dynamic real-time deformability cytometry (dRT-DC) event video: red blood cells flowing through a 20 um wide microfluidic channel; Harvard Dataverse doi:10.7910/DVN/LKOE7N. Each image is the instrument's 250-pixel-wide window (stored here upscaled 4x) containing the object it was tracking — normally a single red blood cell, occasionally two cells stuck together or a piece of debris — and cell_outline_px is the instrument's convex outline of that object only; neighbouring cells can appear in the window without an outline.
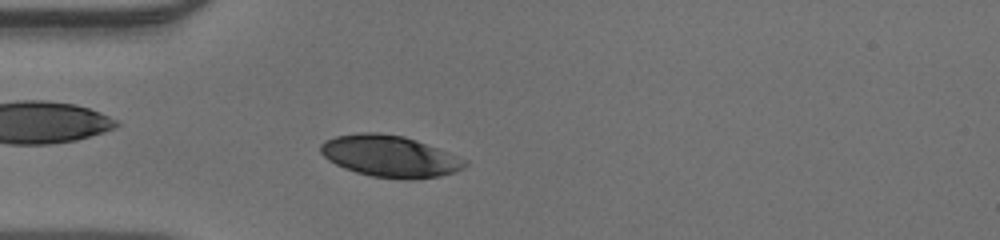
{"species": "human", "species_latin": "Homo sapiens", "temperature_condition": "warm", "stored_images_in_passage": 44, "camera_frame_rate_fps": 3000, "um_per_image_px": 0.085, "donor": {"sex": "male"}, "frame": {"image": 1, "passage_image": 9, "time_ms": 2.667, "image_size_px": [1000, 240], "cell_outline_px": [[468, 164], [464, 168], [456, 172], [440, 176], [412, 180], [404, 180], [372, 176], [356, 172], [344, 168], [328, 160], [320, 152], [320, 144], [324, 140], [336, 136], [360, 132], [380, 132], [404, 136], [416, 140], [468, 160]], "centroid_in_image_um": [33.14, 13.28], "position_along_channel_um": 51.9, "area_um2": 35.2}}
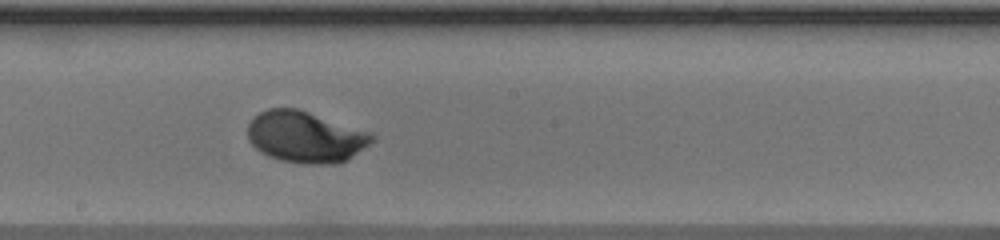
{"frame": {"image": 2, "passage_image": 22, "time_ms": 7.0, "image_size_px": [1000, 240], "cell_outline_px": [[372, 140], [368, 144], [348, 160], [336, 164], [304, 164], [280, 160], [268, 156], [260, 152], [248, 140], [248, 124], [252, 116], [268, 108], [296, 108], [372, 132]], "centroid_in_image_um": [25.93, 11.64], "position_along_channel_um": 222.3, "area_um2": 37.22}}
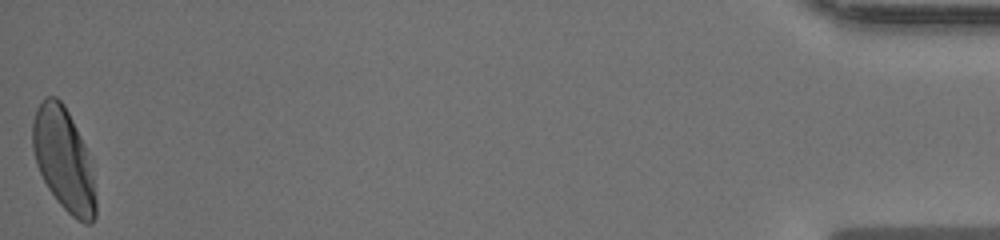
{"frame": {"image": 3, "passage_image": 44, "time_ms": 14.333, "image_size_px": [1000, 240], "cell_outline_px": [[96, 216], [92, 224], [84, 224], [72, 216], [56, 200], [48, 188], [36, 164], [32, 148], [32, 124], [36, 108], [44, 96], [56, 96], [64, 104], [88, 152], [96, 200]], "centroid_in_image_um": [5.4, 13.56], "position_along_channel_um": 429.8, "area_um2": 37.69}}